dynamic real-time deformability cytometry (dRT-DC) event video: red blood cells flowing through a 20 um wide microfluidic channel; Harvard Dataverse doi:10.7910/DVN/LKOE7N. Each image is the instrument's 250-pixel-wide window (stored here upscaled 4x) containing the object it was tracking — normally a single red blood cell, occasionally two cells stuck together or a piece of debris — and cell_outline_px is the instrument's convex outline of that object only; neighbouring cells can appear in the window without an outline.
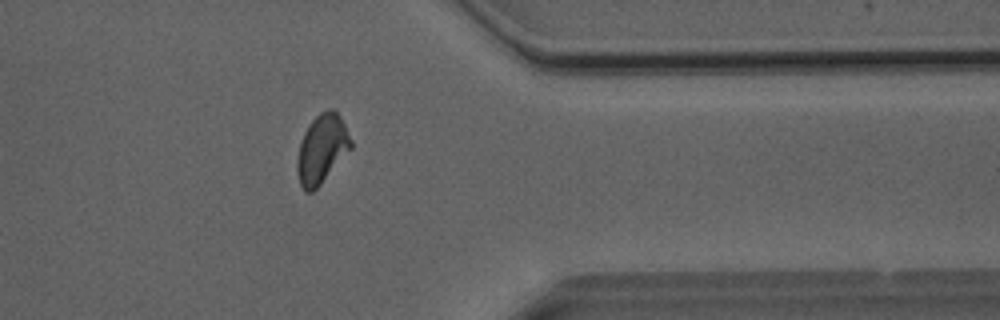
{"species": "Egyptian fruit bat (a non-hibernating species)", "species_latin": "Rousettus aegyptiacus", "temperature_condition": "room temperature", "stored_images_in_passage": 47, "camera_frame_rate_fps": 3000, "um_per_image_px": 0.085, "animal": {"sex": "male"}, "frame": {"image": 1, "passage_image": 37, "time_ms": 12.0, "image_size_px": [1000, 320], "cell_outline_px": [[352, 148], [320, 184], [312, 192], [304, 192], [300, 184], [296, 168], [296, 160], [300, 144], [304, 132], [312, 120], [320, 112], [328, 108], [336, 108], [352, 140]], "centroid_in_image_um": [27.36, 12.64], "position_along_channel_um": 384.0, "area_um2": 21.56}}
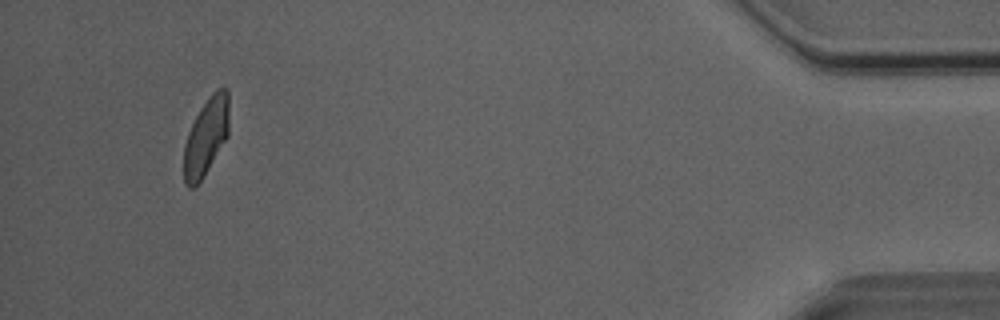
{"frame": {"image": 2, "passage_image": 44, "time_ms": 14.333, "image_size_px": [1000, 320], "cell_outline_px": [[228, 136], [204, 176], [192, 188], [188, 188], [184, 184], [184, 144], [188, 132], [200, 108], [208, 96], [216, 88], [228, 88]], "centroid_in_image_um": [17.51, 11.6], "position_along_channel_um": 417.7, "area_um2": 20.4}, "authors_computed_cell_mechanics": {"area_um2": 21.5594, "velocity_mm_per_s": 4.0313, "shape_relaxation_time_tau1_ms": 4.3726, "shape_relaxation_time_tau2_ms": 1.1926, "deformation_change_tau1": 0.1373, "deformation_change_tau2": 0.0645}}